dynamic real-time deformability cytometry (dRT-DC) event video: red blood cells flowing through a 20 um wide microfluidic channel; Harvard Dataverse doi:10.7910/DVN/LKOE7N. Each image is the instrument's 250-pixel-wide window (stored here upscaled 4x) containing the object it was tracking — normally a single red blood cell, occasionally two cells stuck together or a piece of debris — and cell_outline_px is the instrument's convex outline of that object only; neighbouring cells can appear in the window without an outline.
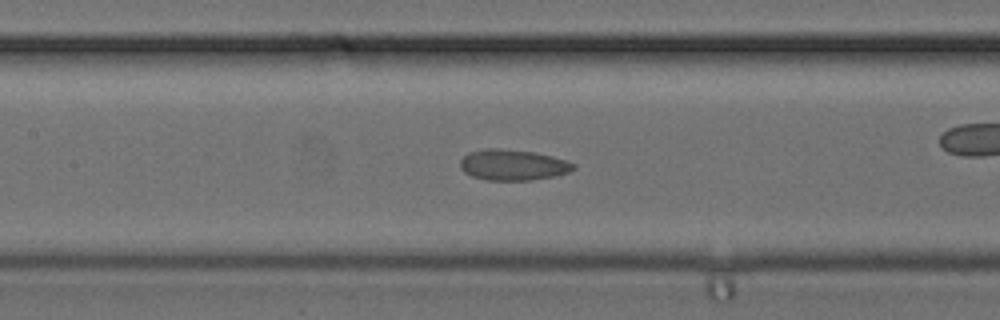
{"species": "common noctule bat (a hibernating species)", "species_latin": "Nyctalus noctula", "temperature_condition": "cold", "stored_images_in_passage": 35, "camera_frame_rate_fps": 3000, "um_per_image_px": 0.085, "animal": {"sex": "female", "body_mass_g": 24.6, "forearm_length_mm": 56.2}, "frame": {"image": 1, "passage_image": 16, "time_ms": 5.0, "image_size_px": [1000, 320], "cell_outline_px": [[576, 168], [568, 172], [556, 176], [532, 180], [488, 180], [472, 176], [464, 172], [460, 168], [460, 160], [468, 152], [484, 148], [500, 148], [532, 152], [552, 156], [576, 164]], "centroid_in_image_um": [43.58, 14.01], "position_along_channel_um": 163.8, "area_um2": 20.4}}
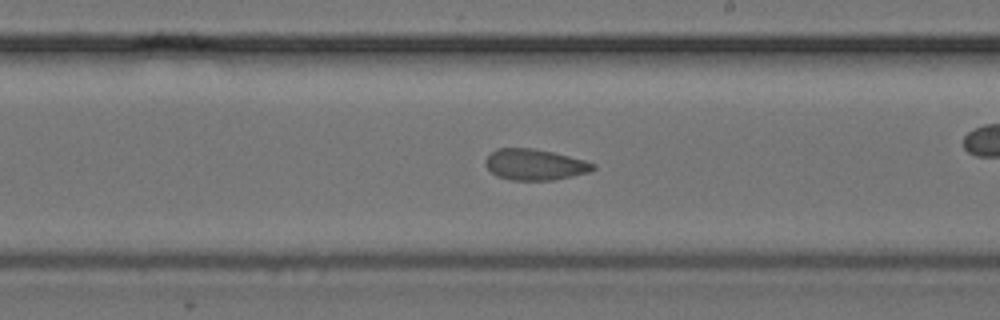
{"frame": {"image": 2, "passage_image": 20, "time_ms": 6.333, "image_size_px": [1000, 320], "cell_outline_px": [[596, 168], [588, 172], [572, 176], [552, 180], [512, 180], [496, 176], [484, 164], [484, 160], [496, 148], [532, 148], [552, 152], [584, 160], [596, 164]], "centroid_in_image_um": [45.44, 13.99], "position_along_channel_um": 243.6, "area_um2": 19.36}}